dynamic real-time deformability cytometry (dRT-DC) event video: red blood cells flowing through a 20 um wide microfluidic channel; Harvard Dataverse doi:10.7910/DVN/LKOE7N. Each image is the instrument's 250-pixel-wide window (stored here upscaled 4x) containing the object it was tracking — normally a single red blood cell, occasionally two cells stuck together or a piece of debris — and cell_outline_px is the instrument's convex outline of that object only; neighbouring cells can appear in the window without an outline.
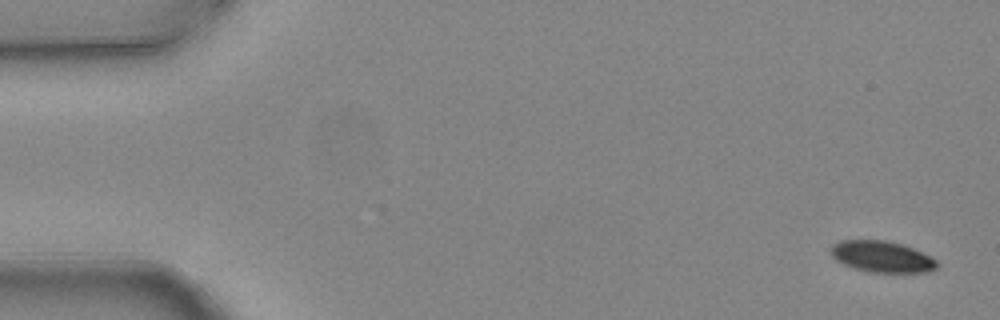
{"species": "common noctule bat (a hibernating species)", "species_latin": "Nyctalus noctula", "temperature_condition": "warm", "stored_images_in_passage": 5, "camera_frame_rate_fps": 3000, "um_per_image_px": 0.085, "animal": {"sex": "female", "body_mass_g": 24.6, "forearm_length_mm": 56.2}, "frame": {"image": 1, "passage_image": 1, "time_ms": 0.0, "image_size_px": [1000, 320], "cell_outline_px": [[940, 264], [936, 268], [928, 272], [872, 272], [856, 268], [844, 264], [836, 260], [828, 252], [828, 248], [832, 244], [840, 240], [884, 240], [904, 244], [936, 260]], "centroid_in_image_um": [74.92, 21.8], "position_along_channel_um": 10.1, "area_um2": 19.36}}
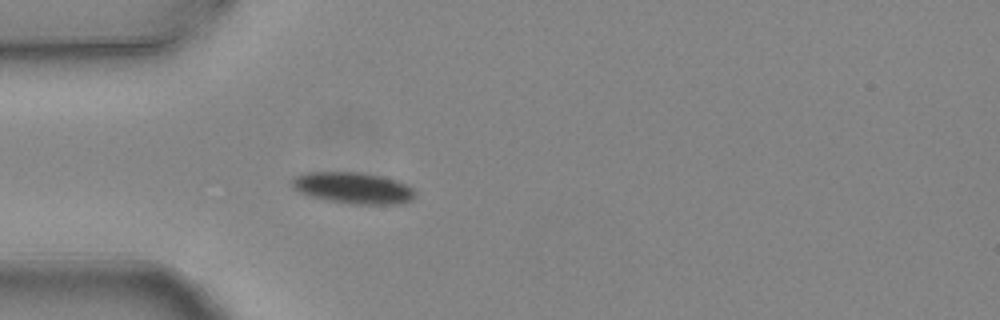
{"frame": {"image": 2, "passage_image": 5, "time_ms": 1.333, "image_size_px": [1000, 320], "cell_outline_px": [[416, 196], [412, 200], [396, 204], [352, 204], [328, 200], [308, 196], [292, 188], [292, 176], [304, 172], [356, 172], [380, 176], [396, 180], [412, 188], [416, 192]], "centroid_in_image_um": [29.98, 15.97], "position_along_channel_um": 55.0, "area_um2": 22.54}}